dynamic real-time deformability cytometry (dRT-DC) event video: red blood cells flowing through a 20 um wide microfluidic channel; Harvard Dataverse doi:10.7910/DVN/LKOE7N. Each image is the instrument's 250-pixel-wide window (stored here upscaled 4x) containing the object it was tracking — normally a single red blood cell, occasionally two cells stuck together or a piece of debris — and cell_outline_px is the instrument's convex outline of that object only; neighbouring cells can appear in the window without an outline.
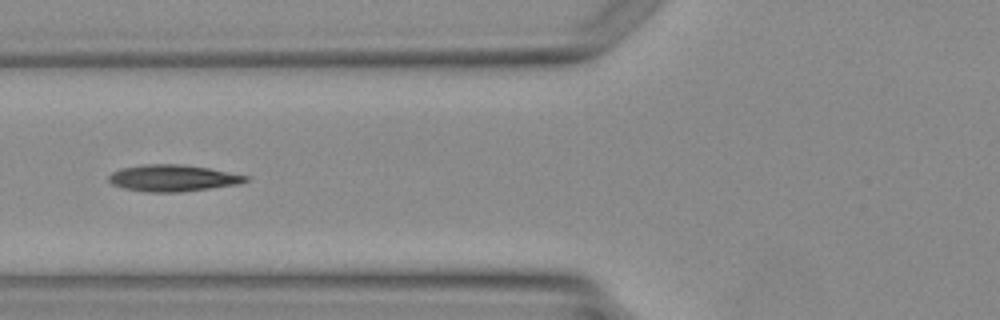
{"species": "Egyptian fruit bat (a non-hibernating species)", "species_latin": "Rousettus aegyptiacus", "temperature_condition": "warm", "stored_images_in_passage": 2, "camera_frame_rate_fps": 3000, "um_per_image_px": 0.085, "animal": {"sex": "female"}, "frame": {"image": 1, "passage_image": 2, "time_ms": 1.0, "image_size_px": [1000, 320], "cell_outline_px": [[248, 180], [240, 184], [180, 192], [148, 192], [124, 188], [112, 184], [108, 180], [108, 176], [112, 172], [120, 168], [144, 164], [184, 164], [208, 168], [248, 176]], "centroid_in_image_um": [14.66, 15.13], "position_along_channel_um": 111.1, "area_um2": 21.21}}